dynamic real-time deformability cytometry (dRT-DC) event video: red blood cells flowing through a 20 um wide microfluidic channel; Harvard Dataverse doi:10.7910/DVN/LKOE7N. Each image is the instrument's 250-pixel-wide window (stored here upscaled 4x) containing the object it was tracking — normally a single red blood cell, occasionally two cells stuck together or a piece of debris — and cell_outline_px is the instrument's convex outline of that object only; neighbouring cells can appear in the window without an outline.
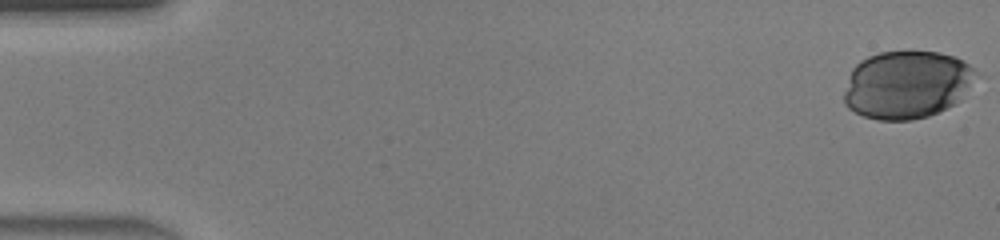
{"species": "human", "species_latin": "Homo sapiens", "temperature_condition": "warm", "stored_images_in_passage": 39, "camera_frame_rate_fps": 3000, "um_per_image_px": 0.085, "donor": {"sex": "male"}, "frame": {"image": 1, "passage_image": 1, "time_ms": 0.0, "image_size_px": [1000, 240], "cell_outline_px": [[980, 72], [960, 100], [928, 116], [912, 120], [876, 120], [864, 116], [848, 108], [844, 104], [844, 92], [852, 68], [860, 60], [868, 56], [880, 52], [940, 52], [956, 56]], "centroid_in_image_um": [77.08, 7.19], "position_along_channel_um": 7.9, "area_um2": 52.25}}
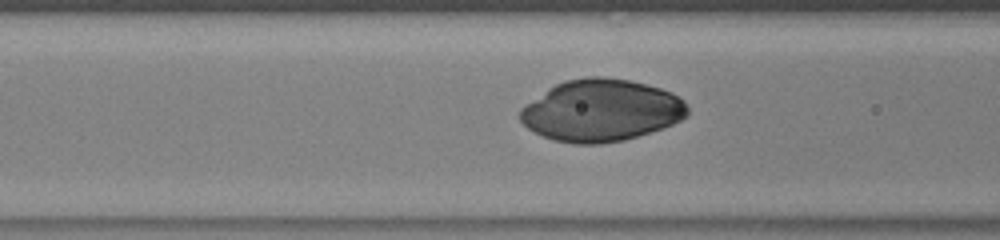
{"frame": {"image": 2, "passage_image": 19, "time_ms": 6.0, "image_size_px": [1000, 240], "cell_outline_px": [[688, 116], [672, 124], [624, 140], [600, 144], [572, 144], [552, 140], [528, 128], [520, 120], [520, 108], [524, 104], [548, 88], [564, 80], [588, 76], [604, 76], [632, 80], [660, 88], [672, 92], [680, 96], [684, 100], [688, 108]], "centroid_in_image_um": [51.09, 9.37], "position_along_channel_um": 115.5, "area_um2": 60.75}}
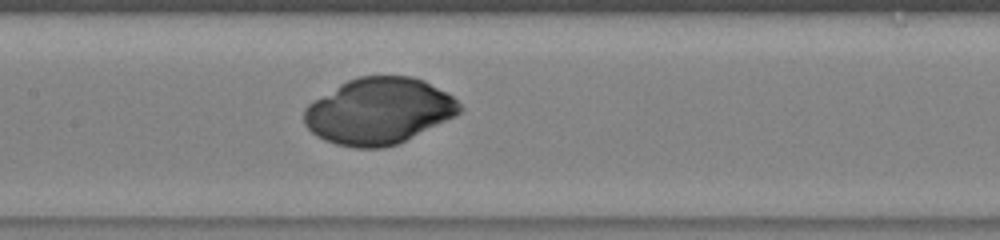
{"frame": {"image": 3, "passage_image": 23, "time_ms": 7.333, "image_size_px": [1000, 240], "cell_outline_px": [[464, 108], [456, 116], [396, 144], [384, 148], [356, 148], [336, 144], [324, 140], [316, 136], [304, 124], [304, 108], [312, 100], [340, 84], [348, 80], [360, 76], [412, 76], [424, 80], [452, 96]], "centroid_in_image_um": [32.17, 9.44], "position_along_channel_um": 175.2, "area_um2": 60.0}}